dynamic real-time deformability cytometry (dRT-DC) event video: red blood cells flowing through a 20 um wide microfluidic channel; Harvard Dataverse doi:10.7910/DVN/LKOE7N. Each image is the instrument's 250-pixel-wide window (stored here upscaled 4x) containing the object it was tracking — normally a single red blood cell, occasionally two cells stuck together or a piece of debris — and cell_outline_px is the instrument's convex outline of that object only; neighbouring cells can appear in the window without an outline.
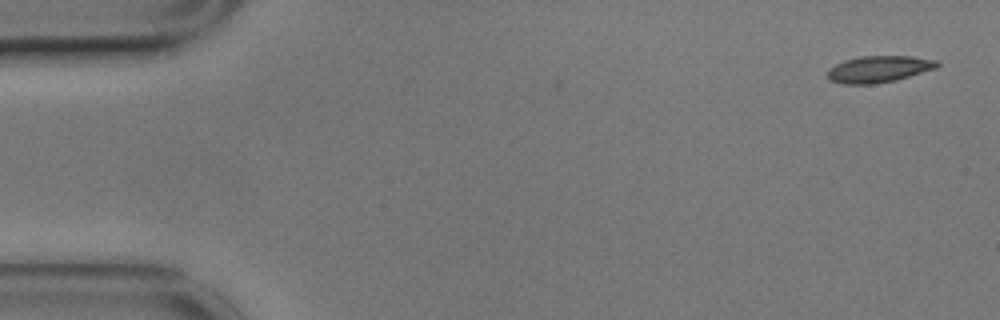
{"species": "common noctule bat (a hibernating species)", "species_latin": "Nyctalus noctula", "temperature_condition": "cold", "stored_images_in_passage": 49, "camera_frame_rate_fps": 3000, "um_per_image_px": 0.085, "animal": {"sex": "male", "body_mass_g": 17.9}, "frame": {"image": 1, "passage_image": 1, "time_ms": 0.0, "image_size_px": [1000, 320], "cell_outline_px": [[940, 64], [936, 68], [896, 80], [872, 84], [844, 84], [828, 80], [828, 68], [844, 60], [860, 56], [912, 56], [936, 60]], "centroid_in_image_um": [74.68, 5.87], "position_along_channel_um": 10.3, "area_um2": 16.99}}
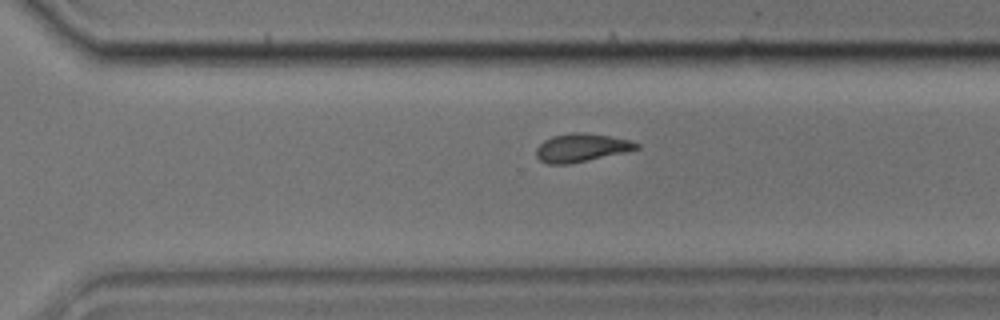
{"frame": {"image": 2, "passage_image": 38, "time_ms": 12.333, "image_size_px": [1000, 320], "cell_outline_px": [[640, 148], [624, 152], [588, 160], [568, 164], [548, 164], [540, 160], [536, 156], [536, 148], [544, 140], [552, 136], [576, 132], [584, 132], [608, 136], [628, 140], [640, 144]], "centroid_in_image_um": [49.39, 12.55], "position_along_channel_um": 321.2, "area_um2": 16.3}}
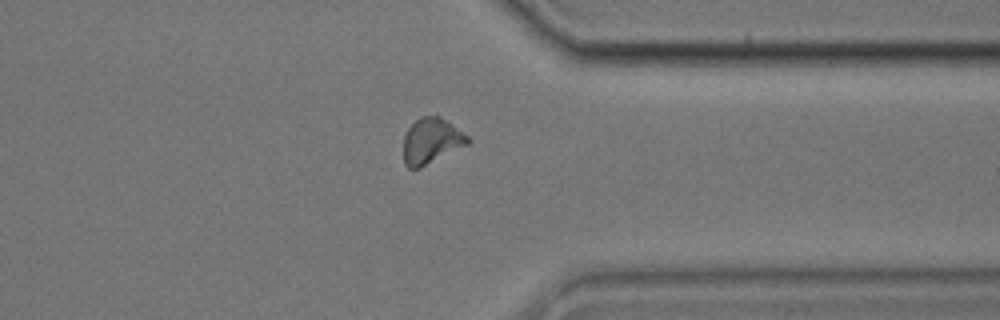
{"frame": {"image": 3, "passage_image": 43, "time_ms": 14.0, "image_size_px": [1000, 320], "cell_outline_px": [[472, 140], [468, 144], [420, 168], [408, 168], [404, 164], [404, 136], [408, 128], [420, 116], [440, 116], [468, 136]], "centroid_in_image_um": [36.66, 11.98], "position_along_channel_um": 374.7, "area_um2": 16.94}, "authors_computed_cell_mechanics": {"area_um2": 16.7042, "velocity_mm_per_s": 3.4776, "shape_relaxation_time_tau1_ms": 4.1223, "shape_relaxation_time_tau2_ms": 4.2715, "deformation_change_tau1": 0.1565, "deformation_change_tau2": 0.1178}}